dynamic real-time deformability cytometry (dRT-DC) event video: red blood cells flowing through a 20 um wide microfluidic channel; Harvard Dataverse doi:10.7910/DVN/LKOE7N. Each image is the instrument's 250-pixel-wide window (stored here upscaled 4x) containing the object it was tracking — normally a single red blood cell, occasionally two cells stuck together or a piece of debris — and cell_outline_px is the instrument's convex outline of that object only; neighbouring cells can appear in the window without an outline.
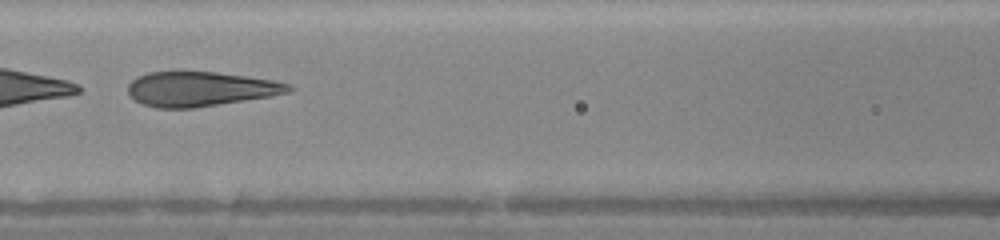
{"species": "human", "species_latin": "Homo sapiens", "temperature_condition": "warm", "stored_images_in_passage": 45, "segment_of_instrument_passage": [2, 2], "camera_frame_rate_fps": 3000, "um_per_image_px": 0.085, "donor": {"sex": "female"}, "frame": {"image": 1, "passage_image": 21, "time_ms": 6.667, "image_size_px": [1000, 240], "cell_outline_px": [[296, 88], [288, 92], [272, 96], [192, 108], [156, 108], [140, 104], [128, 92], [128, 84], [136, 76], [148, 72], [216, 72], [272, 80], [292, 84]], "centroid_in_image_um": [17.03, 7.56], "position_along_channel_um": 149.6, "area_um2": 32.37}}